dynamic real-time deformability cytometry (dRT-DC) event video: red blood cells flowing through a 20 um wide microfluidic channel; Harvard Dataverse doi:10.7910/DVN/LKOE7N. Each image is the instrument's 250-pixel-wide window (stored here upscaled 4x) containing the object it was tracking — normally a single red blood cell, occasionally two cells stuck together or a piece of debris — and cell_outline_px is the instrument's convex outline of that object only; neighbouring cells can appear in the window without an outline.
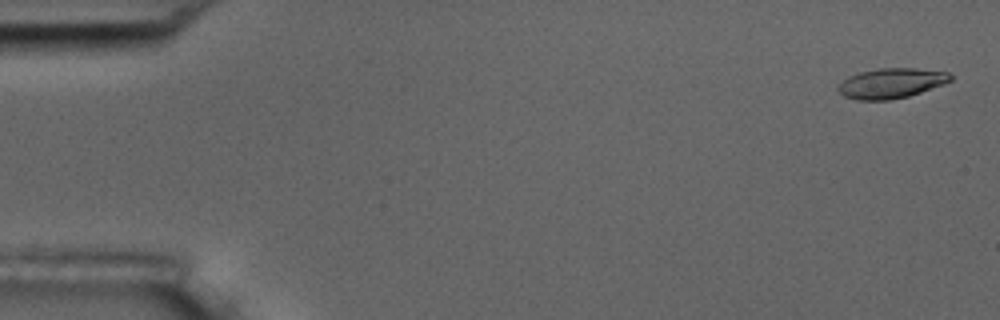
{"species": "common noctule bat (a hibernating species)", "species_latin": "Nyctalus noctula", "temperature_condition": "room temperature", "stored_images_in_passage": 15, "camera_frame_rate_fps": 3000, "um_per_image_px": 0.085, "animal": {"sex": "male", "body_mass_g": 17.5, "forearm_length_mm": 52.3}, "frame": {"image": 1, "passage_image": 1, "time_ms": 0.0, "image_size_px": [1000, 320], "cell_outline_px": [[952, 80], [944, 84], [908, 96], [888, 100], [856, 100], [844, 96], [836, 88], [848, 76], [860, 72], [880, 68], [916, 68], [948, 72], [952, 76]], "centroid_in_image_um": [75.75, 7.07], "position_along_channel_um": 9.2, "area_um2": 19.59}}
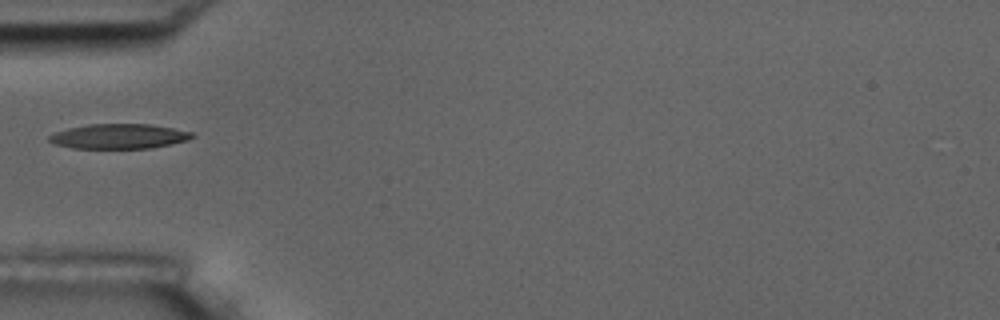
{"frame": {"image": 2, "passage_image": 5, "time_ms": 1.333, "image_size_px": [1000, 320], "cell_outline_px": [[196, 136], [188, 140], [152, 148], [72, 148], [52, 144], [48, 140], [48, 136], [56, 132], [68, 128], [88, 124], [152, 124], [192, 132]], "centroid_in_image_um": [10.1, 11.59], "position_along_channel_um": 74.9, "area_um2": 20.75}}
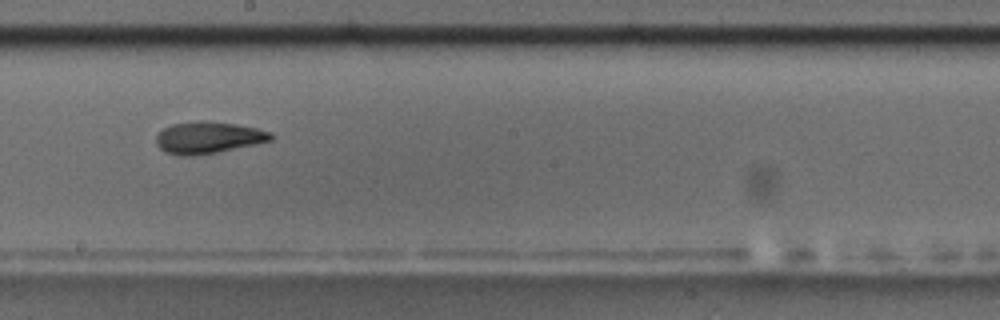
{"frame": {"image": 3, "passage_image": 9, "time_ms": 2.667, "image_size_px": [1000, 320], "cell_outline_px": [[276, 136], [272, 140], [256, 144], [216, 152], [192, 156], [180, 156], [164, 152], [156, 144], [156, 136], [164, 128], [172, 124], [200, 120], [204, 120], [236, 124], [256, 128], [272, 132]], "centroid_in_image_um": [17.71, 11.69], "position_along_channel_um": 230.5, "area_um2": 21.39}}